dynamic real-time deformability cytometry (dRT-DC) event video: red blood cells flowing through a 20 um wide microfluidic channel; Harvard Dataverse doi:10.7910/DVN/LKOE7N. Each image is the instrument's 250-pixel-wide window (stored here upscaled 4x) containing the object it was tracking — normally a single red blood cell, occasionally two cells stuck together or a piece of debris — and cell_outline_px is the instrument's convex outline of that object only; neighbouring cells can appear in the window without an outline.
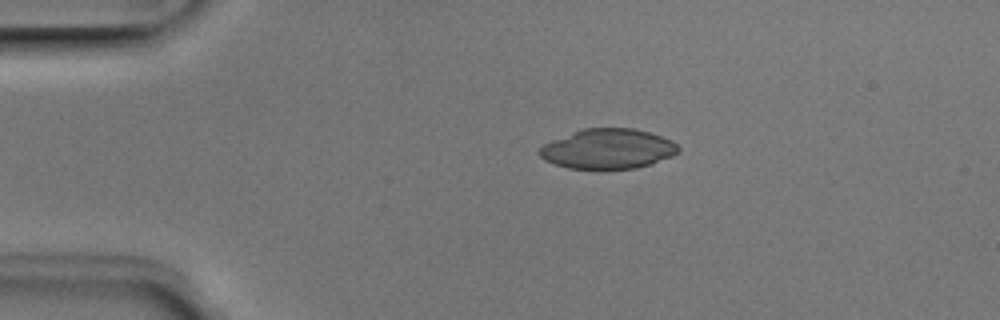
{"species": "Egyptian fruit bat (a non-hibernating species)", "species_latin": "Rousettus aegyptiacus", "temperature_condition": "room temperature", "stored_images_in_passage": 2, "camera_frame_rate_fps": 3000, "um_per_image_px": 0.085, "animal": {"sex": "male"}, "frame": {"image": 1, "passage_image": 1, "time_ms": 0.0, "image_size_px": [1000, 320], "cell_outline_px": [[680, 152], [672, 156], [652, 164], [636, 168], [568, 168], [544, 160], [536, 152], [544, 144], [552, 140], [572, 132], [584, 128], [632, 128], [648, 132], [672, 140], [680, 148]], "centroid_in_image_um": [51.68, 12.65], "position_along_channel_um": 33.3, "area_um2": 32.19}}